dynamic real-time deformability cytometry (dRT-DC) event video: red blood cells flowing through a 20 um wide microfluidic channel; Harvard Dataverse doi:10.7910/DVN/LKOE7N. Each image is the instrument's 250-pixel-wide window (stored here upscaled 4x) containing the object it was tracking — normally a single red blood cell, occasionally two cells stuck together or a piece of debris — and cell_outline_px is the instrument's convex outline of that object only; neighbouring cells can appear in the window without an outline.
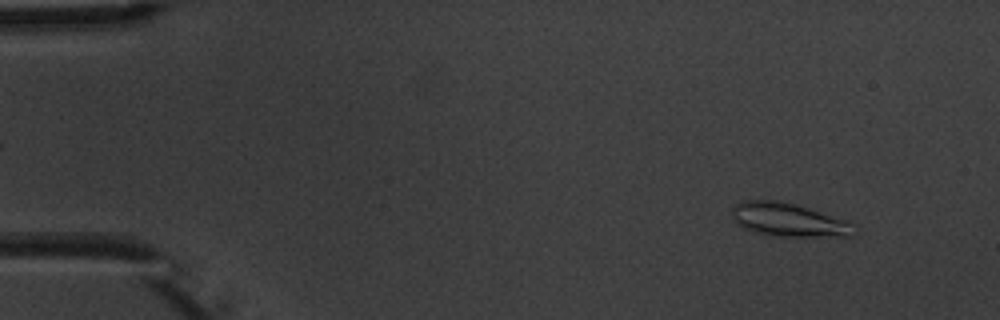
{"species": "common noctule bat (a hibernating species)", "species_latin": "Nyctalus noctula", "temperature_condition": "warm", "stored_images_in_passage": 6, "camera_frame_rate_fps": 3000, "um_per_image_px": 0.085, "animal": {"sex": "male", "body_mass_g": 20.1, "forearm_length_mm": 53.5}, "frame": {"image": 1, "passage_image": 2, "time_ms": 1.333, "image_size_px": [1000, 320], "cell_outline_px": [[856, 224], [852, 236], [764, 236], [740, 224], [732, 216], [732, 208], [740, 200], [780, 200], [796, 204], [852, 220]], "centroid_in_image_um": [67.11, 18.67], "position_along_channel_um": 17.9, "area_um2": 24.16}}
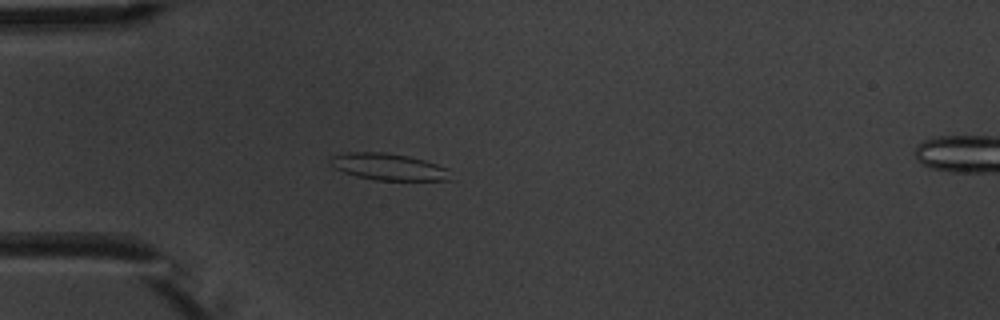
{"frame": {"image": 2, "passage_image": 5, "time_ms": 4.667, "image_size_px": [1000, 320], "cell_outline_px": [[452, 180], [376, 180], [356, 176], [344, 172], [328, 164], [332, 156], [348, 152], [384, 152], [408, 156], [424, 160], [448, 168]], "centroid_in_image_um": [33.02, 14.18], "position_along_channel_um": 52.0, "area_um2": 18.67}}